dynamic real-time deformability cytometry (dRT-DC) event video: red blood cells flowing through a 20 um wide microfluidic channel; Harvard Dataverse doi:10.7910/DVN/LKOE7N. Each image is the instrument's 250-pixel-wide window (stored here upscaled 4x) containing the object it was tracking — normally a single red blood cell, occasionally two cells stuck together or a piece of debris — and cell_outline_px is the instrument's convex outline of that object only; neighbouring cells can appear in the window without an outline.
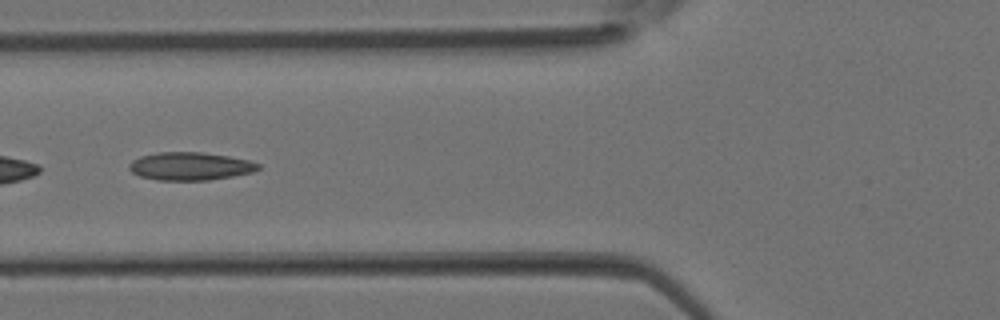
{"species": "Egyptian fruit bat (a non-hibernating species)", "species_latin": "Rousettus aegyptiacus", "temperature_condition": "room temperature", "stored_images_in_passage": 4, "camera_frame_rate_fps": 3000, "um_per_image_px": 0.085, "animal": {"sex": "female"}, "frame": {"image": 1, "passage_image": 4, "time_ms": 1.0, "image_size_px": [1000, 320], "cell_outline_px": [[260, 168], [252, 172], [232, 176], [208, 180], [156, 180], [140, 176], [132, 172], [128, 168], [128, 164], [132, 160], [140, 156], [156, 152], [200, 152], [228, 156], [248, 160], [260, 164]], "centroid_in_image_um": [16.13, 14.12], "position_along_channel_um": 109.7, "area_um2": 21.04}}